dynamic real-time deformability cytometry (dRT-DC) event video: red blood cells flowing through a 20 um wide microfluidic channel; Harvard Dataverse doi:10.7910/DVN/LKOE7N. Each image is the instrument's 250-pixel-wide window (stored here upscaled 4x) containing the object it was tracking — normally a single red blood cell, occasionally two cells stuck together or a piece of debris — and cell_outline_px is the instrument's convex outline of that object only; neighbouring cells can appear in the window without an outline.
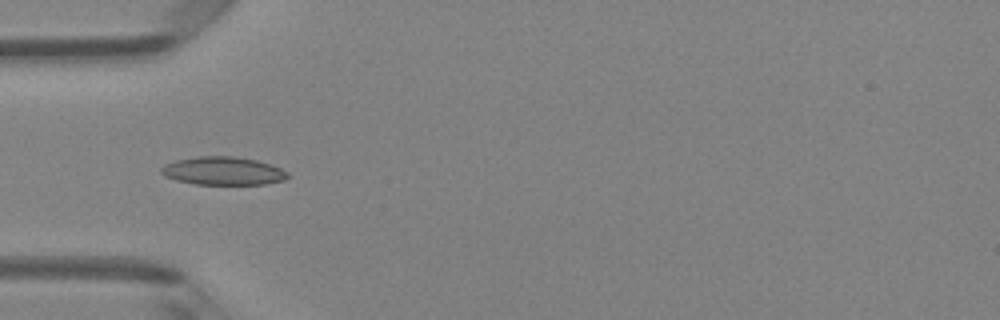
{"species": "Egyptian fruit bat (a non-hibernating species)", "species_latin": "Rousettus aegyptiacus", "temperature_condition": "room temperature", "stored_images_in_passage": 5, "camera_frame_rate_fps": 3000, "um_per_image_px": 0.085, "animal": {"sex": "female"}, "frame": {"image": 1, "passage_image": 4, "time_ms": 3.667, "image_size_px": [1000, 320], "cell_outline_px": [[288, 176], [284, 180], [264, 184], [196, 184], [176, 180], [164, 176], [160, 172], [160, 168], [164, 164], [176, 160], [196, 156], [232, 156], [256, 160], [280, 168], [288, 172]], "centroid_in_image_um": [18.92, 14.52], "position_along_channel_um": 66.1, "area_um2": 20.69}}
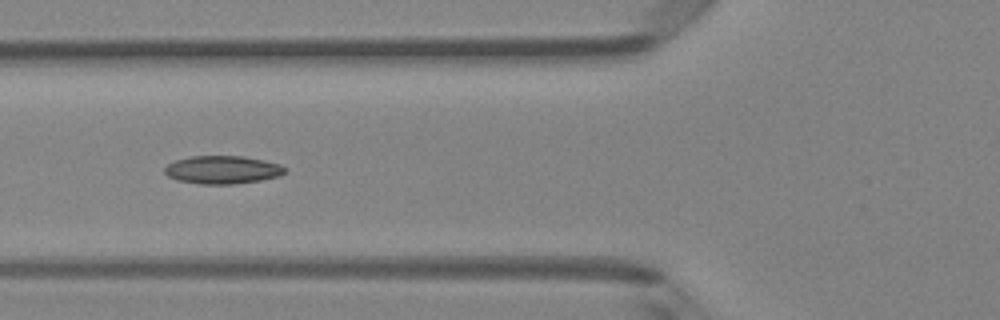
{"frame": {"image": 2, "passage_image": 5, "time_ms": 4.667, "image_size_px": [1000, 320], "cell_outline_px": [[288, 172], [280, 176], [260, 180], [232, 184], [200, 184], [176, 180], [168, 176], [164, 172], [164, 168], [168, 164], [176, 160], [192, 156], [244, 156], [264, 160], [280, 164], [288, 168]], "centroid_in_image_um": [18.95, 14.43], "position_along_channel_um": 106.8, "area_um2": 19.83}}